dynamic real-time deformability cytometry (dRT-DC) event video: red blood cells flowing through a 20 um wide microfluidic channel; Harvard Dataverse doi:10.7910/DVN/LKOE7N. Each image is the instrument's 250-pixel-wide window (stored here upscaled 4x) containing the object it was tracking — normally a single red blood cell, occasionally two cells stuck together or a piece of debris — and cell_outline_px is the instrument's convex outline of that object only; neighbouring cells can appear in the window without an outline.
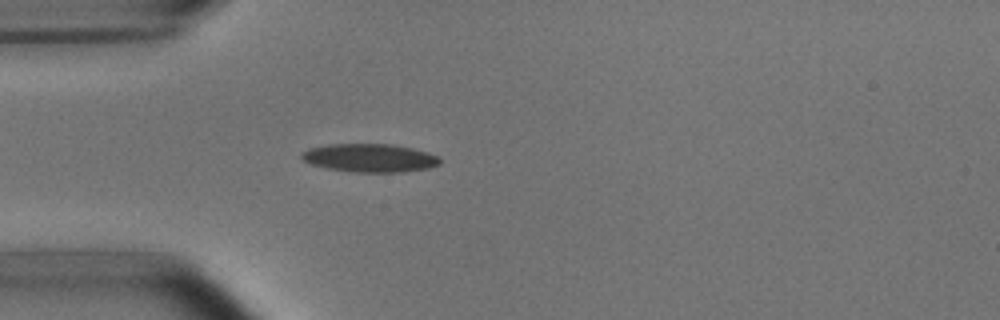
{"species": "common noctule bat (a hibernating species)", "species_latin": "Nyctalus noctula", "temperature_condition": "room temperature", "stored_images_in_passage": 47, "camera_frame_rate_fps": 3000, "um_per_image_px": 0.085, "animal": {"sex": "male", "body_mass_g": 15.6}, "frame": {"image": 1, "passage_image": 10, "time_ms": 3.0, "image_size_px": [1000, 320], "cell_outline_px": [[440, 164], [428, 168], [400, 172], [352, 172], [324, 168], [312, 164], [304, 160], [300, 156], [300, 152], [308, 148], [328, 144], [392, 144], [412, 148], [428, 152], [436, 156], [440, 160]], "centroid_in_image_um": [31.38, 13.42], "position_along_channel_um": 53.6, "area_um2": 22.89}}
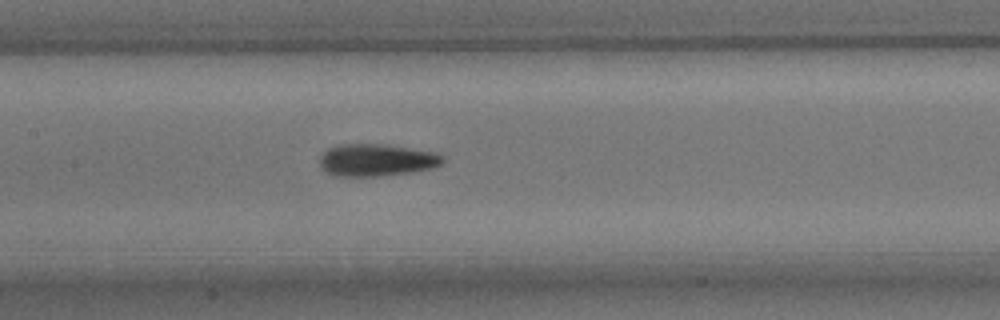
{"frame": {"image": 2, "passage_image": 20, "time_ms": 6.333, "image_size_px": [1000, 320], "cell_outline_px": [[444, 160], [440, 164], [432, 168], [412, 172], [380, 176], [332, 176], [324, 172], [320, 168], [320, 156], [328, 148], [340, 144], [388, 144], [436, 152], [444, 156]], "centroid_in_image_um": [31.98, 13.6], "position_along_channel_um": 175.4, "area_um2": 23.47}}
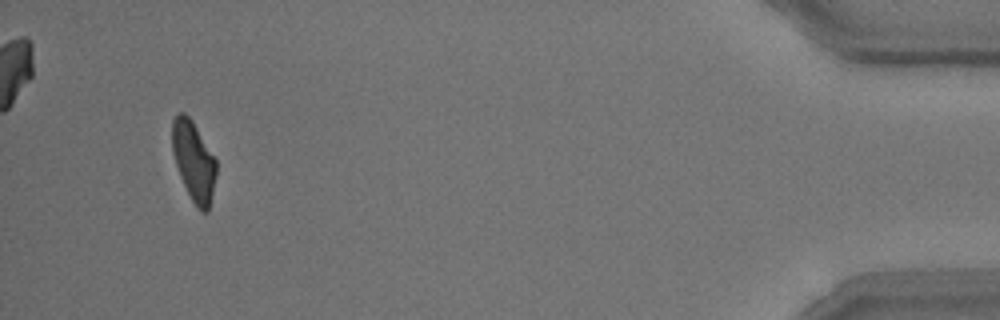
{"frame": {"image": 3, "passage_image": 45, "time_ms": 14.667, "image_size_px": [1000, 320], "cell_outline_px": [[216, 176], [208, 212], [200, 212], [196, 208], [180, 176], [172, 152], [172, 120], [180, 112], [184, 112], [192, 120], [216, 160]], "centroid_in_image_um": [16.46, 13.7], "position_along_channel_um": 418.7, "area_um2": 20.29}, "authors_computed_cell_mechanics": {"area_um2": 21.7328, "velocity_mm_per_s": 3.8165, "shape_relaxation_time_tau1_ms": 3.8006, "shape_relaxation_time_tau2_ms": 3.0605, "deformation_change_tau1": 0.1399, "deformation_change_tau2": 0.1081}}